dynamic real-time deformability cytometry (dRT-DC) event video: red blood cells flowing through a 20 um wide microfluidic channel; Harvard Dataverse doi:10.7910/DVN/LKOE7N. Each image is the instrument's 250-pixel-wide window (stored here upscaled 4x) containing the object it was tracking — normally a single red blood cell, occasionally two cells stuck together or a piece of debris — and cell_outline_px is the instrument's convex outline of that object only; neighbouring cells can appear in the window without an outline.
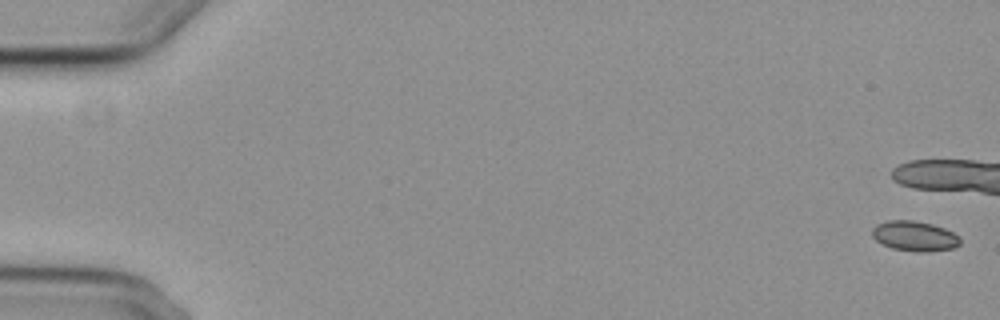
{"species": "common noctule bat (a hibernating species)", "species_latin": "Nyctalus noctula", "temperature_condition": "cold", "stored_images_in_passage": 7, "camera_frame_rate_fps": 3000, "um_per_image_px": 0.085, "animal": {"sex": "female", "body_mass_g": 29.2, "forearm_length_mm": 56.3}, "frame": {"image": 1, "passage_image": 1, "time_ms": 0.0, "image_size_px": [1000, 320], "cell_outline_px": [[960, 244], [952, 248], [928, 252], [916, 252], [892, 248], [876, 240], [872, 236], [872, 228], [876, 224], [888, 220], [912, 220], [932, 224], [944, 228], [960, 236]], "centroid_in_image_um": [77.74, 20.06], "position_along_channel_um": 7.3, "area_um2": 15.43}}
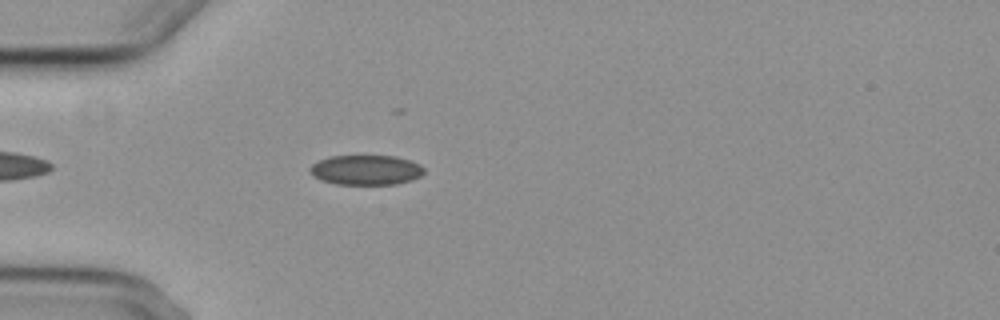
{"frame": {"image": 2, "passage_image": 6, "time_ms": 7.0, "image_size_px": [1000, 320], "cell_outline_px": [[424, 172], [420, 176], [412, 180], [396, 184], [336, 184], [320, 180], [312, 176], [308, 172], [308, 168], [312, 164], [320, 160], [332, 156], [396, 156], [420, 164], [424, 168]], "centroid_in_image_um": [31.08, 14.45], "position_along_channel_um": 53.9, "area_um2": 19.94}}